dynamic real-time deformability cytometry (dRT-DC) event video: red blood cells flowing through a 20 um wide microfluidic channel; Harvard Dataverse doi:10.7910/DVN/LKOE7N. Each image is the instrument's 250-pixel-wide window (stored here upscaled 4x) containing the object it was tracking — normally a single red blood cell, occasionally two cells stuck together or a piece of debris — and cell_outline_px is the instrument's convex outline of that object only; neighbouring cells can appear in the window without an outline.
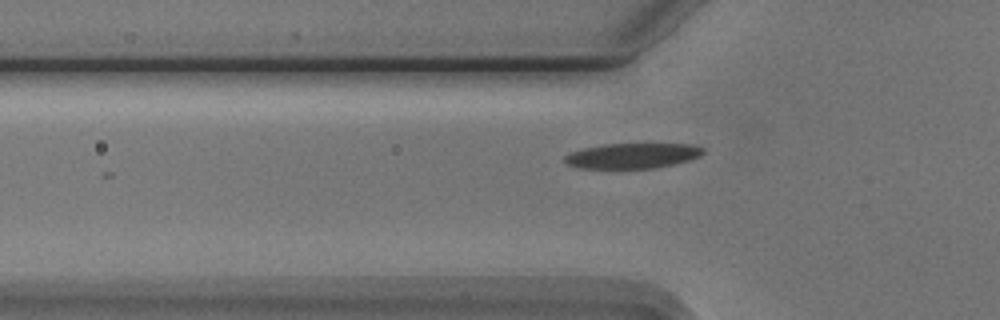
{"species": "Egyptian fruit bat (a non-hibernating species)", "species_latin": "Rousettus aegyptiacus", "temperature_condition": "cold", "stored_images_in_passage": 40, "camera_frame_rate_fps": 3000, "um_per_image_px": 0.085, "animal": {"sex": "male"}, "frame": {"image": 1, "passage_image": 3, "time_ms": 0.667, "image_size_px": [1000, 320], "cell_outline_px": [[704, 152], [700, 156], [688, 160], [656, 168], [580, 168], [568, 164], [564, 160], [564, 156], [568, 152], [584, 148], [604, 144], [692, 144], [704, 148]], "centroid_in_image_um": [53.74, 13.23], "position_along_channel_um": 72.1, "area_um2": 20.29}}
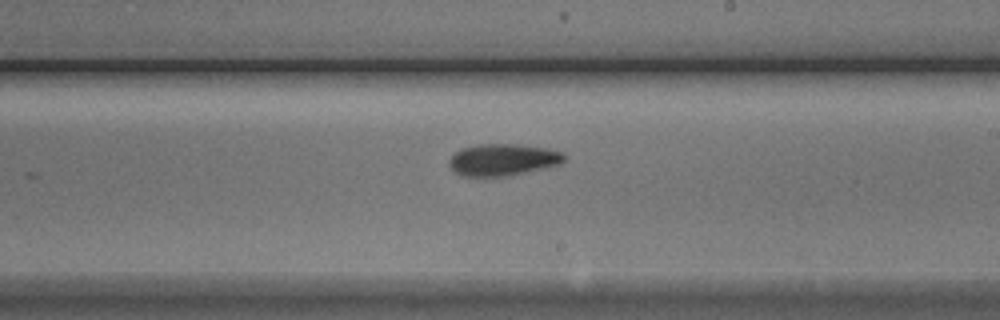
{"frame": {"image": 2, "passage_image": 17, "time_ms": 5.333, "image_size_px": [1000, 320], "cell_outline_px": [[564, 160], [560, 164], [512, 176], [460, 176], [452, 172], [448, 164], [448, 160], [460, 148], [476, 144], [516, 144], [548, 148], [564, 152]], "centroid_in_image_um": [42.71, 13.58], "position_along_channel_um": 246.3, "area_um2": 21.73}}
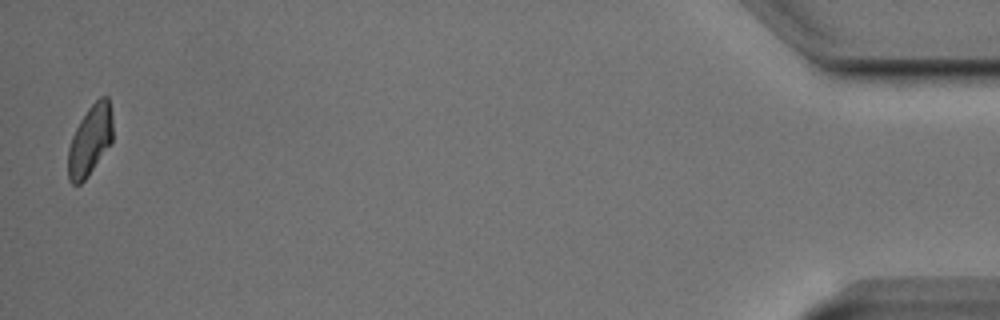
{"frame": {"image": 3, "passage_image": 39, "time_ms": 12.667, "image_size_px": [1000, 320], "cell_outline_px": [[112, 144], [88, 176], [80, 184], [72, 184], [68, 180], [68, 148], [72, 136], [80, 120], [88, 108], [100, 96], [108, 96], [112, 116]], "centroid_in_image_um": [7.66, 11.94], "position_along_channel_um": 427.5, "area_um2": 18.5}, "authors_computed_cell_mechanics": {"area_um2": 20.23, "velocity_mm_per_s": 3.7341, "shape_relaxation_time_tau1_ms": 2.4961, "shape_relaxation_time_tau2_ms": null, "deformation_change_tau1": 0.1256, "deformation_change_tau2": null}}